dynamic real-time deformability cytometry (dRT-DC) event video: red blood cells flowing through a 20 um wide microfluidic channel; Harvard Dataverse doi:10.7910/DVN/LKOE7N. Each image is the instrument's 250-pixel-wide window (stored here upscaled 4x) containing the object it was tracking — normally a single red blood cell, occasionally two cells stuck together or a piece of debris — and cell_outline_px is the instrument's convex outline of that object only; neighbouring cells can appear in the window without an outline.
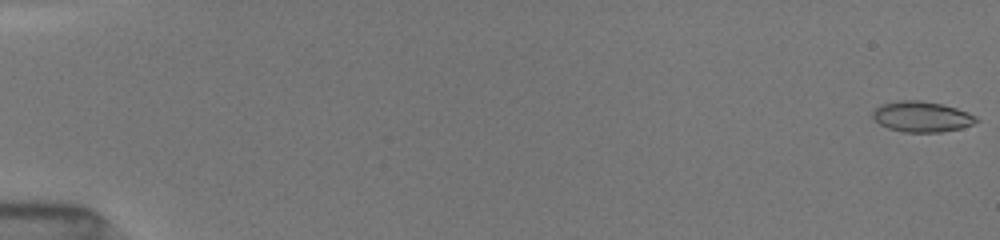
{"species": "common noctule bat (a hibernating species)", "species_latin": "Nyctalus noctula", "temperature_condition": "room temperature", "stored_images_in_passage": 52, "camera_frame_rate_fps": 3000, "um_per_image_px": 0.085, "animal": {"sex": "female", "body_mass_g": 19.5, "forearm_length_mm": 54.1}, "frame": {"image": 1, "passage_image": 1, "time_ms": 0.0, "image_size_px": [1000, 240], "cell_outline_px": [[980, 120], [972, 124], [960, 128], [944, 132], [904, 132], [888, 128], [880, 124], [872, 116], [872, 112], [880, 104], [896, 100], [920, 100], [940, 104], [956, 108], [968, 112], [976, 116]], "centroid_in_image_um": [78.34, 9.91], "position_along_channel_um": 6.7, "area_um2": 18.5}}
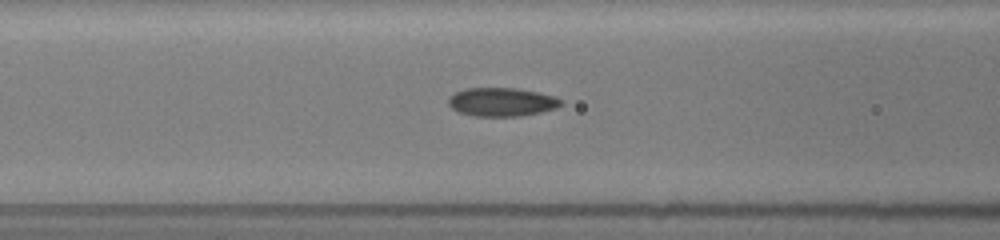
{"frame": {"image": 2, "passage_image": 23, "time_ms": 7.333, "image_size_px": [1000, 240], "cell_outline_px": [[564, 104], [556, 108], [540, 112], [520, 116], [472, 116], [456, 112], [448, 104], [448, 96], [464, 88], [516, 88], [540, 92], [556, 96], [564, 100]], "centroid_in_image_um": [42.66, 8.66], "position_along_channel_um": 123.9, "area_um2": 19.13}}
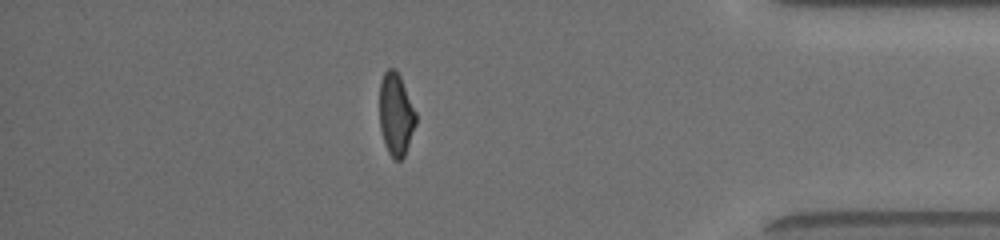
{"frame": {"image": 3, "passage_image": 46, "time_ms": 15.0, "image_size_px": [1000, 240], "cell_outline_px": [[416, 124], [404, 156], [400, 160], [396, 160], [388, 152], [380, 128], [380, 80], [384, 72], [388, 68], [392, 68], [400, 76], [416, 112]], "centroid_in_image_um": [33.65, 9.71], "position_along_channel_um": 401.5, "area_um2": 17.22}, "authors_computed_cell_mechanics": {"area_um2": 18.2359, "velocity_mm_per_s": 4.0247, "shape_relaxation_time_tau1_ms": 4.3948, "shape_relaxation_time_tau2_ms": 1.7515, "deformation_change_tau1": 0.17, "deformation_change_tau2": 0.0837}}